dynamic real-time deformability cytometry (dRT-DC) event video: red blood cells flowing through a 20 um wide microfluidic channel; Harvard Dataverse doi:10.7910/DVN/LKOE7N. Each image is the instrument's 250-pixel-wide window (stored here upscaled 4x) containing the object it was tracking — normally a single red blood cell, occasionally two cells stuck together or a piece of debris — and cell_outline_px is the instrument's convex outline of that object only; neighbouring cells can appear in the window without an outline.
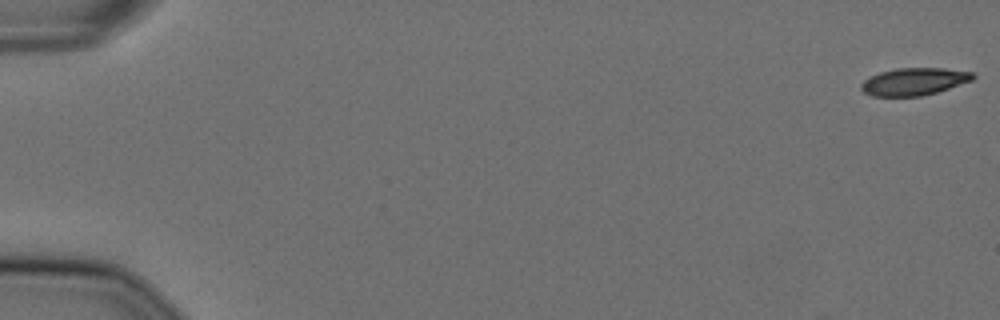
{"species": "Egyptian fruit bat (a non-hibernating species)", "species_latin": "Rousettus aegyptiacus", "temperature_condition": "cold", "stored_images_in_passage": 8, "camera_frame_rate_fps": 3000, "um_per_image_px": 0.085, "animal": {"sex": "female"}, "frame": {"image": 1, "passage_image": 1, "time_ms": 0.0, "image_size_px": [1000, 320], "cell_outline_px": [[976, 76], [972, 80], [936, 92], [920, 96], [872, 96], [864, 92], [860, 88], [860, 84], [864, 80], [880, 72], [896, 68], [944, 68], [972, 72]], "centroid_in_image_um": [77.68, 6.93], "position_along_channel_um": 7.3, "area_um2": 17.69}}